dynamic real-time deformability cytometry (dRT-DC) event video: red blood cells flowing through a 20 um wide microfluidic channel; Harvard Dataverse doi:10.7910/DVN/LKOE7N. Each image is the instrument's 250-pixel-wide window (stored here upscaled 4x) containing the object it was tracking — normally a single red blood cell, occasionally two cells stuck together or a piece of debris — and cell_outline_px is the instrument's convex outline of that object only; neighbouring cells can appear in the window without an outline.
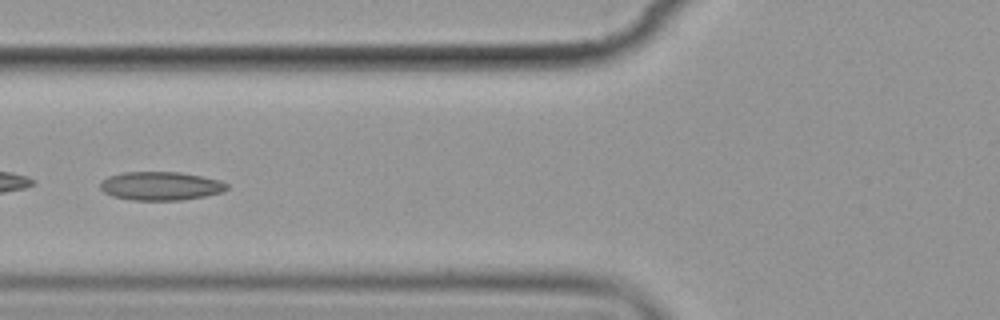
{"species": "common noctule bat (a hibernating species)", "species_latin": "Nyctalus noctula", "temperature_condition": "cold", "stored_images_in_passage": 10, "camera_frame_rate_fps": 3000, "um_per_image_px": 0.085, "animal": {"sex": "female", "body_mass_g": 19.9}, "frame": {"image": 1, "passage_image": 7, "time_ms": 7.333, "image_size_px": [1000, 320], "cell_outline_px": [[228, 188], [224, 192], [204, 196], [180, 200], [132, 200], [112, 196], [104, 192], [100, 188], [100, 180], [108, 176], [124, 172], [180, 172], [220, 180], [228, 184]], "centroid_in_image_um": [13.64, 15.8], "position_along_channel_um": 112.2, "area_um2": 21.15}}
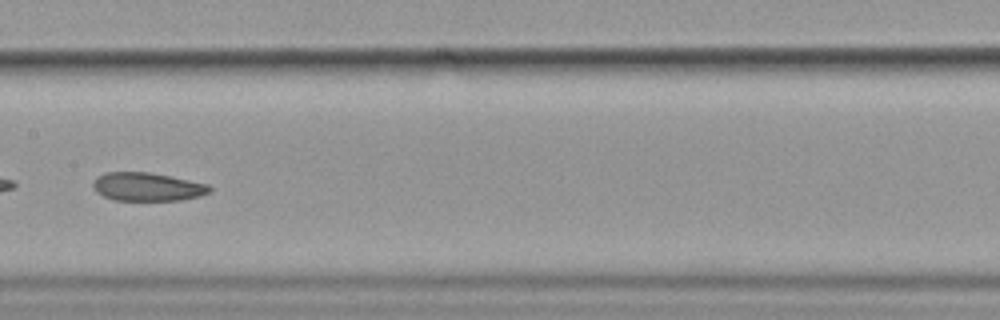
{"frame": {"image": 2, "passage_image": 9, "time_ms": 9.667, "image_size_px": [1000, 320], "cell_outline_px": [[212, 192], [200, 196], [180, 200], [116, 200], [104, 196], [96, 192], [92, 188], [92, 184], [96, 176], [104, 172], [148, 172], [208, 184], [212, 188]], "centroid_in_image_um": [12.5, 15.87], "position_along_channel_um": 194.9, "area_um2": 19.31}}
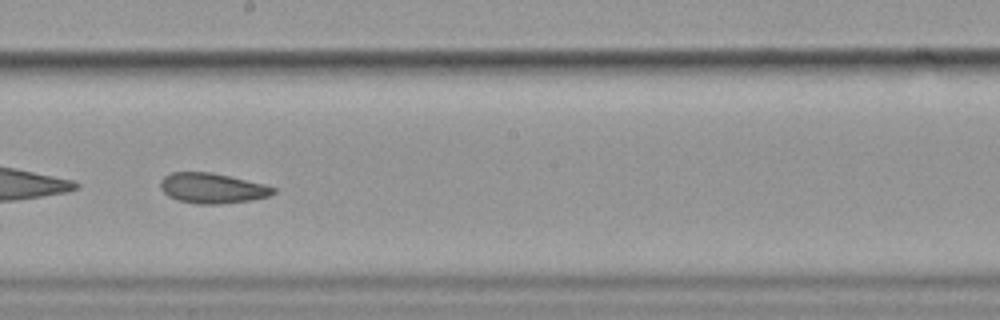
{"frame": {"image": 3, "passage_image": 10, "time_ms": 10.667, "image_size_px": [1000, 320], "cell_outline_px": [[276, 192], [268, 196], [252, 200], [220, 204], [196, 204], [180, 200], [168, 196], [160, 188], [160, 180], [164, 176], [172, 172], [212, 172], [264, 184], [276, 188]], "centroid_in_image_um": [18.04, 15.99], "position_along_channel_um": 230.2, "area_um2": 19.88}}